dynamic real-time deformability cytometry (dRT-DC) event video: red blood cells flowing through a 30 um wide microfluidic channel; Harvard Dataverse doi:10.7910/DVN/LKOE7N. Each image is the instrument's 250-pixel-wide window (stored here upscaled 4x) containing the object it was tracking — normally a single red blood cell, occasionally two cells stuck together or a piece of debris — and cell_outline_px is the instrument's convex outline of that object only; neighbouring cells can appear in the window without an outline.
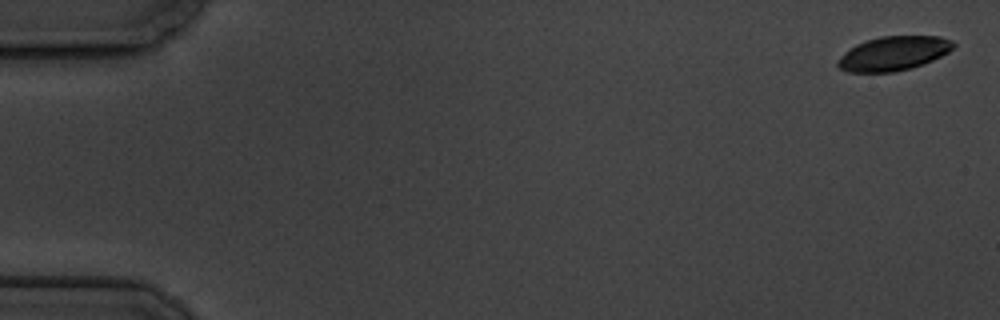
{"species": "common noctule bat (a hibernating species)", "species_latin": "Nyctalus noctula", "temperature_condition": "cold", "stored_images_in_passage": 7, "camera_frame_rate_fps": 3000, "um_per_image_px": 0.085, "animal": {"sex": "male", "body_mass_g": 19.5, "forearm_length_mm": 54.6}, "frame": {"image": 1, "passage_image": 1, "time_ms": 0.0, "image_size_px": [1000, 320], "cell_outline_px": [[956, 44], [948, 52], [924, 64], [912, 68], [896, 72], [848, 72], [840, 68], [836, 64], [836, 60], [856, 44], [880, 36], [940, 36], [952, 40]], "centroid_in_image_um": [75.96, 4.54], "position_along_channel_um": 9.0, "area_um2": 23.0}}
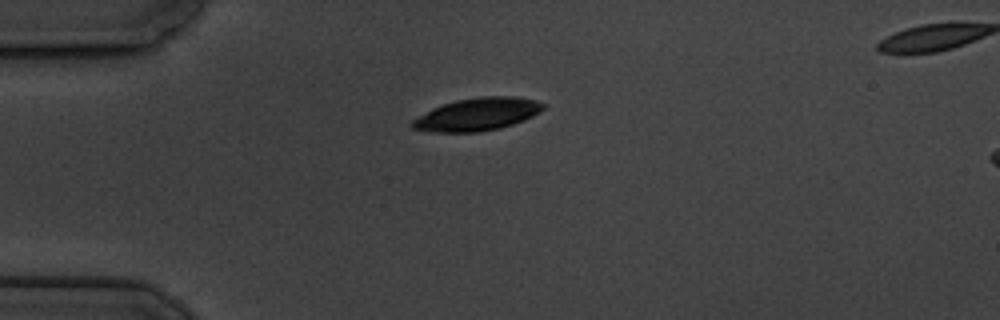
{"frame": {"image": 2, "passage_image": 5, "time_ms": 4.667, "image_size_px": [1000, 320], "cell_outline_px": [[548, 104], [540, 112], [524, 120], [500, 128], [476, 132], [436, 132], [412, 128], [408, 124], [412, 120], [432, 108], [456, 100], [480, 96], [516, 96], [536, 100]], "centroid_in_image_um": [40.6, 9.7], "position_along_channel_um": 44.4, "area_um2": 25.03}}
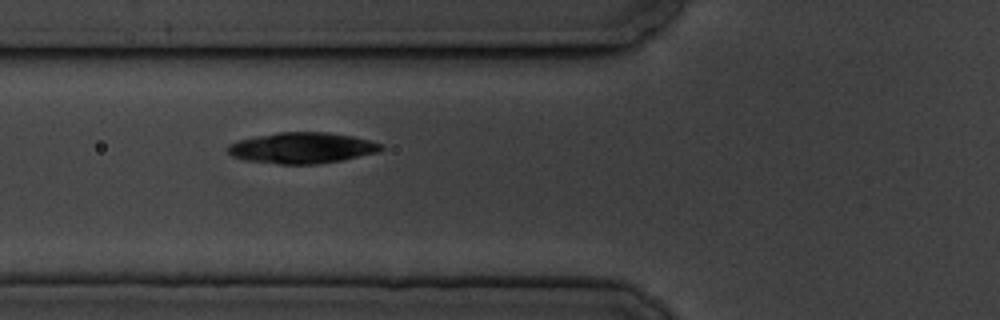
{"frame": {"image": 3, "passage_image": 7, "time_ms": 7.0, "image_size_px": [1000, 320], "cell_outline_px": [[384, 148], [380, 152], [340, 160], [316, 164], [280, 164], [244, 160], [232, 156], [228, 152], [228, 144], [236, 140], [256, 136], [280, 132], [328, 132], [352, 136], [384, 144]], "centroid_in_image_um": [25.67, 12.57], "position_along_channel_um": 100.1, "area_um2": 27.69}}